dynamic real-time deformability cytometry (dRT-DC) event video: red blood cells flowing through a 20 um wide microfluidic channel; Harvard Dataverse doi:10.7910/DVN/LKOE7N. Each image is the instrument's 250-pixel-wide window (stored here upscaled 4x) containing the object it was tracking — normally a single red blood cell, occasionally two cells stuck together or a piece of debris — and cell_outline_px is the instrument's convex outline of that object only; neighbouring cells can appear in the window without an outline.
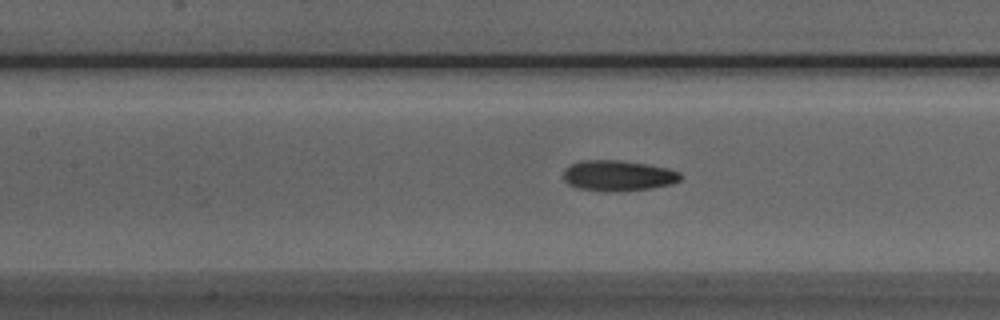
{"species": "Egyptian fruit bat (a non-hibernating species)", "species_latin": "Rousettus aegyptiacus", "temperature_condition": "room temperature", "stored_images_in_passage": 50, "camera_frame_rate_fps": 3000, "um_per_image_px": 0.085, "animal": {"sex": "male"}, "frame": {"image": 1, "passage_image": 21, "time_ms": 6.667, "image_size_px": [1000, 320], "cell_outline_px": [[680, 180], [672, 184], [652, 188], [620, 192], [604, 192], [580, 188], [568, 184], [564, 180], [564, 168], [580, 160], [620, 160], [648, 164], [668, 168], [680, 172]], "centroid_in_image_um": [52.54, 14.93], "position_along_channel_um": 154.9, "area_um2": 21.15}}
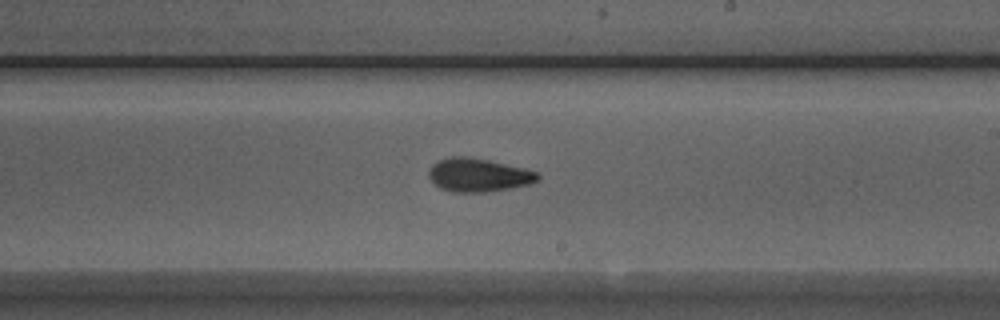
{"frame": {"image": 2, "passage_image": 28, "time_ms": 9.0, "image_size_px": [1000, 320], "cell_outline_px": [[540, 180], [532, 184], [484, 192], [452, 192], [440, 188], [428, 176], [428, 172], [432, 164], [440, 160], [452, 156], [468, 156], [488, 160], [524, 168], [540, 172]], "centroid_in_image_um": [40.7, 14.87], "position_along_channel_um": 248.3, "area_um2": 21.27}}
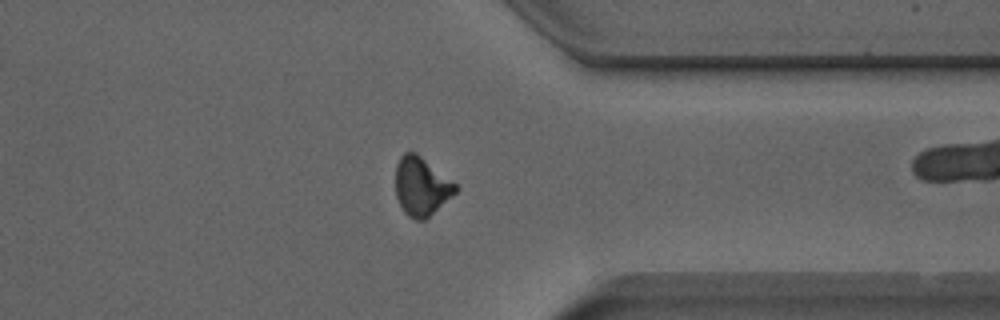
{"frame": {"image": 3, "passage_image": 38, "time_ms": 12.333, "image_size_px": [1000, 320], "cell_outline_px": [[460, 188], [452, 196], [424, 220], [416, 220], [408, 216], [404, 212], [396, 196], [396, 164], [400, 156], [404, 152], [416, 152], [456, 184]], "centroid_in_image_um": [35.8, 15.83], "position_along_channel_um": 375.6, "area_um2": 20.29}, "authors_computed_cell_mechanics": {"area_um2": 20.5479, "velocity_mm_per_s": 4.0192, "shape_relaxation_time_tau1_ms": 5.0047, "shape_relaxation_time_tau2_ms": 2.6576, "deformation_change_tau1": 0.1522, "deformation_change_tau2": 0.085}}